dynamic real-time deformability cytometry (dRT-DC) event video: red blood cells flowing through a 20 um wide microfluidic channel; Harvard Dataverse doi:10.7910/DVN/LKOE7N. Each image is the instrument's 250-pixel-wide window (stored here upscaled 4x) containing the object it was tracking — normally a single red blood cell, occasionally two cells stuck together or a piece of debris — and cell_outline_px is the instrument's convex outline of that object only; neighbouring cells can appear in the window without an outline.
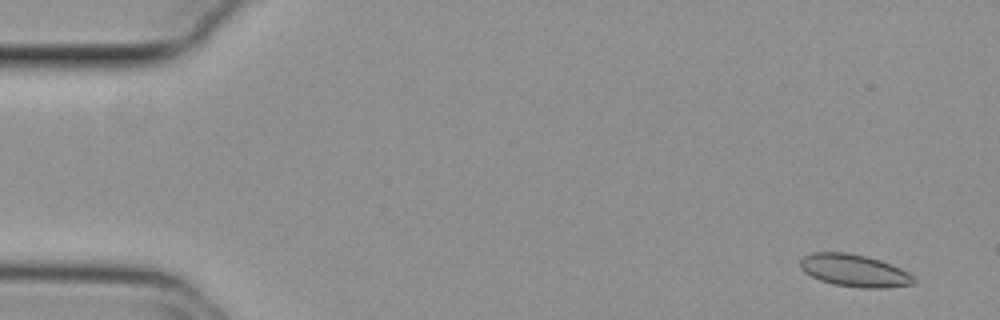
{"species": "common noctule bat (a hibernating species)", "species_latin": "Nyctalus noctula", "temperature_condition": "cold", "stored_images_in_passage": 10, "camera_frame_rate_fps": 3000, "um_per_image_px": 0.085, "animal": {"sex": "female", "body_mass_g": 29.2, "forearm_length_mm": 56.3}, "frame": {"image": 1, "passage_image": 3, "time_ms": 0.667, "image_size_px": [1000, 320], "cell_outline_px": [[916, 284], [884, 288], [860, 288], [836, 284], [820, 280], [804, 272], [800, 268], [800, 260], [804, 256], [812, 252], [848, 252], [868, 256], [880, 260], [900, 268], [908, 272], [916, 280]], "centroid_in_image_um": [72.63, 22.99], "position_along_channel_um": 12.4, "area_um2": 21.5}}